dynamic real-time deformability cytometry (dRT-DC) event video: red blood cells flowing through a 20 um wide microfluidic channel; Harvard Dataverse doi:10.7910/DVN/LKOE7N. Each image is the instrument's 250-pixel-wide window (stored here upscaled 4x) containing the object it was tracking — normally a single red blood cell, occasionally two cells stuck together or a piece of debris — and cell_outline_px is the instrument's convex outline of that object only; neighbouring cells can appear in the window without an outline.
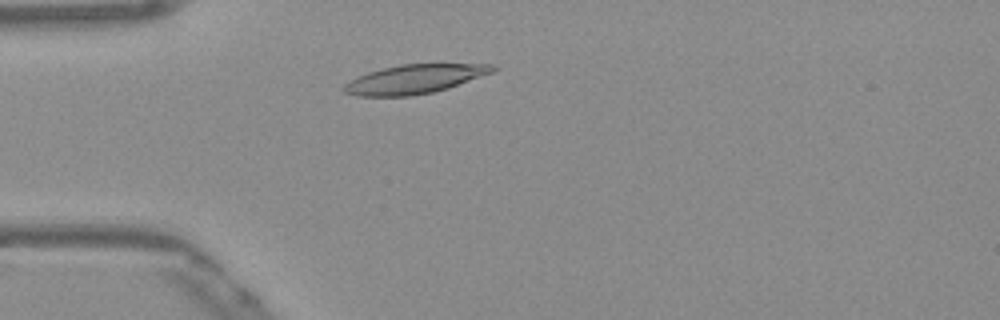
{"species": "Egyptian fruit bat (a non-hibernating species)", "species_latin": "Rousettus aegyptiacus", "temperature_condition": "warm", "stored_images_in_passage": 46, "camera_frame_rate_fps": 3000, "um_per_image_px": 0.085, "frame": {"image": 1, "passage_image": 8, "time_ms": 2.333, "image_size_px": [1000, 320], "cell_outline_px": [[500, 68], [496, 72], [448, 88], [432, 92], [412, 96], [356, 96], [344, 92], [344, 84], [368, 72], [400, 64], [496, 64]], "centroid_in_image_um": [35.34, 6.72], "position_along_channel_um": 49.7, "area_um2": 25.2}}
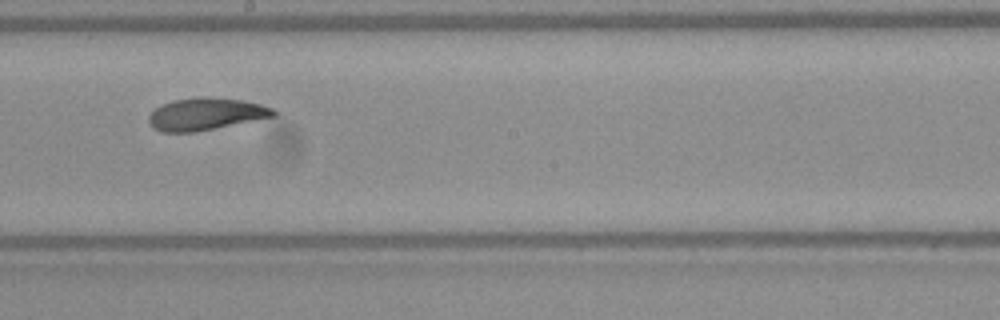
{"frame": {"image": 2, "passage_image": 23, "time_ms": 7.333, "image_size_px": [1000, 320], "cell_outline_px": [[276, 116], [196, 132], [164, 132], [152, 128], [148, 120], [148, 116], [156, 108], [172, 100], [244, 100], [260, 104], [272, 108], [276, 112]], "centroid_in_image_um": [17.49, 9.75], "position_along_channel_um": 230.7, "area_um2": 22.37}}
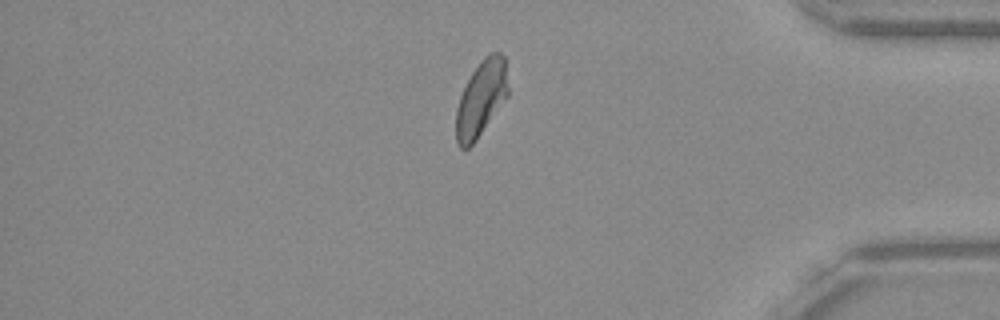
{"frame": {"image": 3, "passage_image": 38, "time_ms": 12.333, "image_size_px": [1000, 320], "cell_outline_px": [[508, 96], [476, 140], [468, 148], [460, 148], [456, 140], [456, 108], [460, 96], [472, 72], [480, 60], [488, 52], [500, 52], [504, 56], [508, 88]], "centroid_in_image_um": [40.89, 8.35], "position_along_channel_um": 394.3, "area_um2": 22.89}, "authors_computed_cell_mechanics": {"area_um2": 23.6691, "velocity_mm_per_s": 3.8558, "shape_relaxation_time_tau1_ms": 6.3028, "shape_relaxation_time_tau2_ms": 2.1353, "deformation_change_tau1": 0.1824, "deformation_change_tau2": 0.0863}}